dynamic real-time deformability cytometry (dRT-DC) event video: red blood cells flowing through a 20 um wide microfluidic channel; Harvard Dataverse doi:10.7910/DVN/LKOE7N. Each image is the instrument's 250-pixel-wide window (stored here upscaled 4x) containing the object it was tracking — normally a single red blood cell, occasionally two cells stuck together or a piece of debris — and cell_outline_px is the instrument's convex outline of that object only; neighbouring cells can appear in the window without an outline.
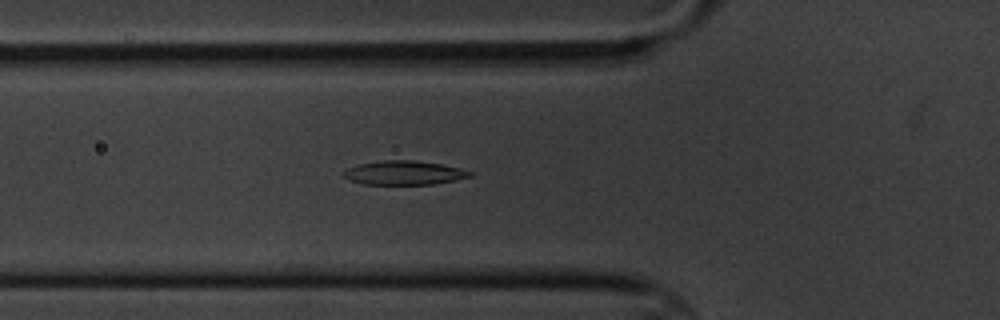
{"species": "common noctule bat (a hibernating species)", "species_latin": "Nyctalus noctula", "temperature_condition": "cold", "stored_images_in_passage": 6, "camera_frame_rate_fps": 3000, "um_per_image_px": 0.085, "animal": {"sex": "male", "body_mass_g": 20.1, "forearm_length_mm": 53.5}, "frame": {"image": 1, "passage_image": 6, "time_ms": 6.667, "image_size_px": [1000, 320], "cell_outline_px": [[472, 176], [456, 180], [432, 184], [364, 184], [348, 180], [340, 176], [340, 172], [348, 168], [360, 164], [384, 160], [416, 160], [440, 164], [460, 168], [472, 172]], "centroid_in_image_um": [34.29, 14.69], "position_along_channel_um": 91.5, "area_um2": 17.74}}